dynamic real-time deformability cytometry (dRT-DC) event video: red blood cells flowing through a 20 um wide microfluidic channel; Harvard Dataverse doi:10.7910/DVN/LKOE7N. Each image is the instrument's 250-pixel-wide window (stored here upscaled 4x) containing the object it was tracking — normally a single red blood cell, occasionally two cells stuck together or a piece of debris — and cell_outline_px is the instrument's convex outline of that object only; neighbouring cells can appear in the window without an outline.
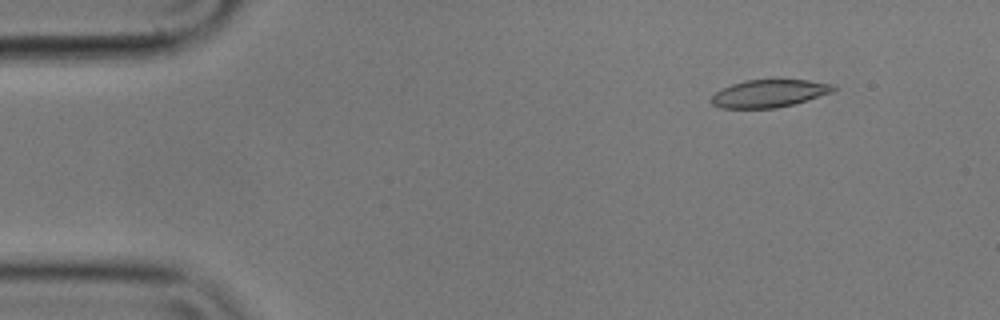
{"species": "common noctule bat (a hibernating species)", "species_latin": "Nyctalus noctula", "temperature_condition": "cold", "stored_images_in_passage": 5, "camera_frame_rate_fps": 3000, "um_per_image_px": 0.085, "animal": {"sex": "male", "body_mass_g": 17.9}, "frame": {"image": 1, "passage_image": 2, "time_ms": 0.333, "image_size_px": [1000, 320], "cell_outline_px": [[840, 88], [832, 92], [792, 104], [776, 108], [720, 108], [712, 104], [712, 96], [720, 88], [744, 80], [808, 80], [836, 84]], "centroid_in_image_um": [65.4, 7.93], "position_along_channel_um": 19.6, "area_um2": 19.65}}